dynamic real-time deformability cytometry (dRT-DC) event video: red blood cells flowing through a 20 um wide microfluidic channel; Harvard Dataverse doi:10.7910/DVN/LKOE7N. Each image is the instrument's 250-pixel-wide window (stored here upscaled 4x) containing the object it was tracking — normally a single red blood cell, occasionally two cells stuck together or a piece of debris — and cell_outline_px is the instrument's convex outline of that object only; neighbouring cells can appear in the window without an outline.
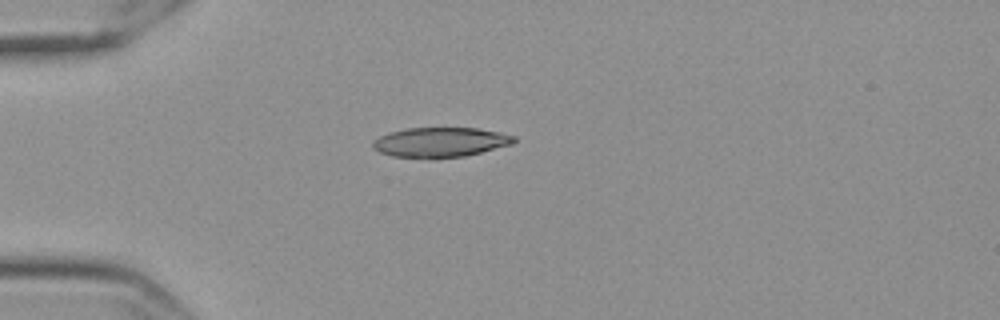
{"species": "Egyptian fruit bat (a non-hibernating species)", "species_latin": "Rousettus aegyptiacus", "temperature_condition": "cold", "stored_images_in_passage": 43, "camera_frame_rate_fps": 3000, "um_per_image_px": 0.085, "frame": {"image": 1, "passage_image": 1, "time_ms": 0.0, "image_size_px": [1000, 320], "cell_outline_px": [[516, 140], [512, 144], [464, 156], [392, 156], [380, 152], [372, 148], [372, 140], [388, 132], [404, 128], [476, 128], [500, 132], [516, 136]], "centroid_in_image_um": [37.41, 12.05], "position_along_channel_um": 47.6, "area_um2": 23.93}}
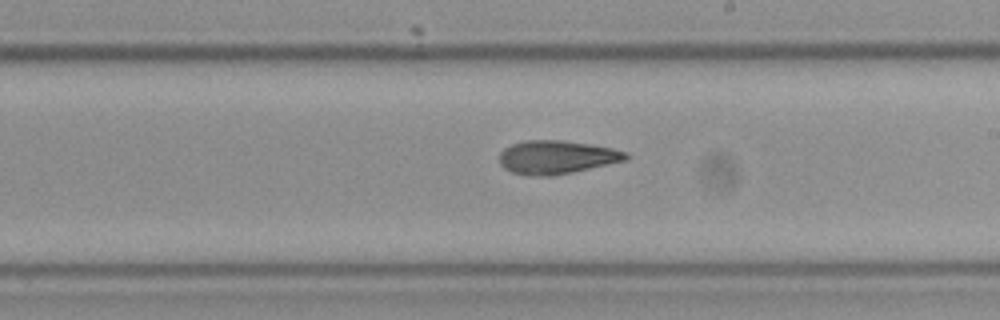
{"frame": {"image": 2, "passage_image": 19, "time_ms": 6.0, "image_size_px": [1000, 320], "cell_outline_px": [[628, 160], [572, 172], [552, 176], [540, 176], [512, 172], [504, 168], [500, 164], [500, 152], [504, 148], [512, 144], [524, 140], [560, 140], [592, 144], [612, 148], [628, 152]], "centroid_in_image_um": [47.33, 13.35], "position_along_channel_um": 241.7, "area_um2": 24.62}}
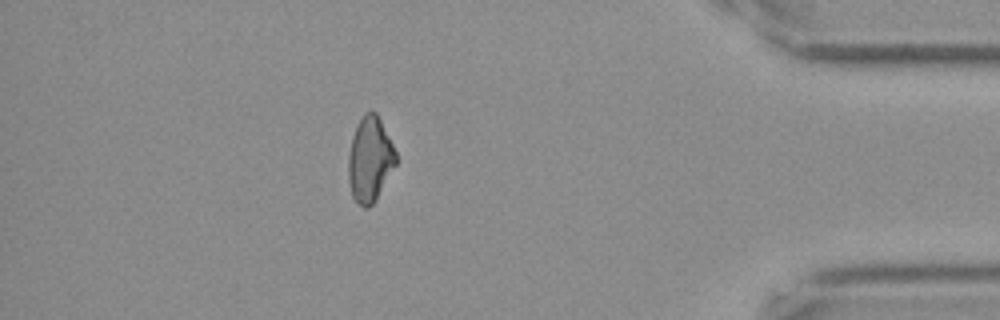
{"frame": {"image": 3, "passage_image": 36, "time_ms": 11.667, "image_size_px": [1000, 320], "cell_outline_px": [[396, 164], [376, 200], [368, 208], [364, 208], [352, 196], [348, 180], [348, 156], [352, 136], [364, 112], [376, 112], [396, 152]], "centroid_in_image_um": [31.43, 13.57], "position_along_channel_um": 403.8, "area_um2": 23.29}, "authors_computed_cell_mechanics": {"area_um2": 24.2182, "velocity_mm_per_s": 3.5491, "shape_relaxation_time_tau1_ms": 6.4222, "shape_relaxation_time_tau2_ms": 3.1454, "deformation_change_tau1": 0.1683, "deformation_change_tau2": 0.1051}}